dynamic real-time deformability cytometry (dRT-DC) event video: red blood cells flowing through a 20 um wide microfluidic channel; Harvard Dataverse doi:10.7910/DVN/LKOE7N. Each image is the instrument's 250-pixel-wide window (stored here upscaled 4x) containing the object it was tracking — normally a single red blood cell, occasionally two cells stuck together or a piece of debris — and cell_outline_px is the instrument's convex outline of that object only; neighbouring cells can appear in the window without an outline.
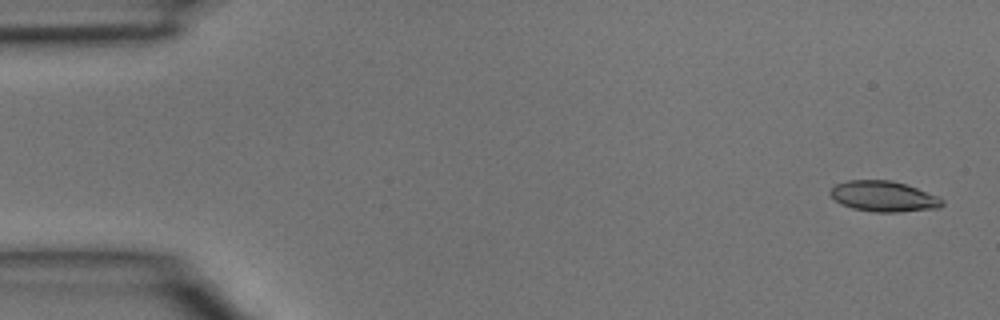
{"species": "common noctule bat (a hibernating species)", "species_latin": "Nyctalus noctula", "temperature_condition": "room temperature", "stored_images_in_passage": 4, "camera_frame_rate_fps": 3000, "um_per_image_px": 0.085, "animal": {"sex": "male", "body_mass_g": 15.6}, "frame": {"image": 1, "passage_image": 1, "time_ms": 0.0, "image_size_px": [1000, 320], "cell_outline_px": [[944, 204], [940, 208], [900, 212], [876, 212], [852, 208], [840, 204], [828, 192], [836, 184], [848, 180], [892, 180], [916, 188], [936, 196], [944, 200]], "centroid_in_image_um": [75.1, 16.7], "position_along_channel_um": 9.9, "area_um2": 19.88}}